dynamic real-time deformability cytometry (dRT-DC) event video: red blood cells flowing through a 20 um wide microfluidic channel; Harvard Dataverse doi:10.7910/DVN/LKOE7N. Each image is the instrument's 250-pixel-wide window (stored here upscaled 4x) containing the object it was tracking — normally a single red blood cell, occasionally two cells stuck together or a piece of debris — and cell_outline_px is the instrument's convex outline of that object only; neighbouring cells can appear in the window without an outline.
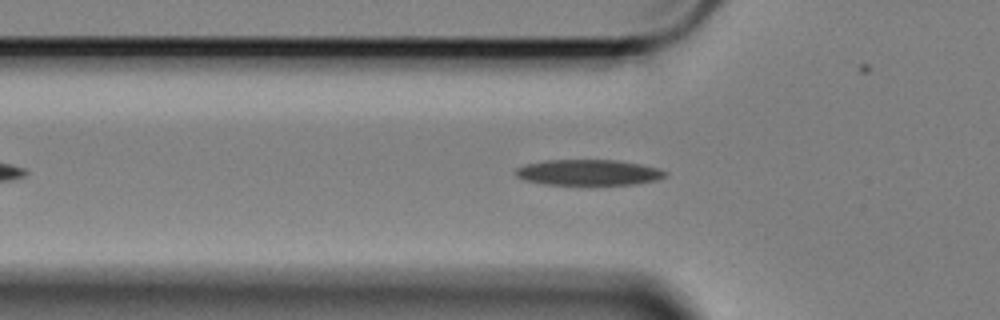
{"species": "Egyptian fruit bat (a non-hibernating species)", "species_latin": "Rousettus aegyptiacus", "temperature_condition": "cold", "stored_images_in_passage": 43, "camera_frame_rate_fps": 3000, "um_per_image_px": 0.085, "animal": {"sex": "female"}, "frame": {"image": 1, "passage_image": 11, "time_ms": 3.333, "image_size_px": [1000, 320], "cell_outline_px": [[668, 172], [664, 176], [656, 180], [636, 184], [544, 184], [524, 180], [516, 176], [512, 172], [516, 168], [524, 164], [544, 160], [616, 160], [640, 164], [660, 168]], "centroid_in_image_um": [49.97, 14.65], "position_along_channel_um": 75.8, "area_um2": 22.48}}
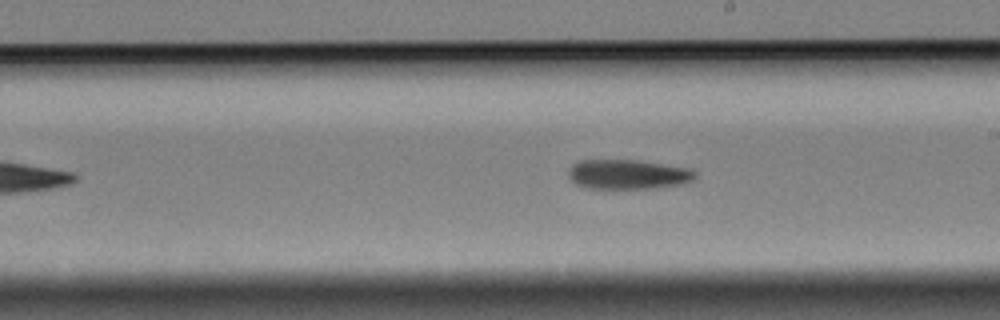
{"frame": {"image": 2, "passage_image": 25, "time_ms": 8.0, "image_size_px": [1000, 320], "cell_outline_px": [[696, 176], [692, 180], [684, 184], [656, 188], [584, 188], [576, 184], [568, 176], [568, 172], [572, 164], [580, 160], [636, 160], [692, 168], [696, 172]], "centroid_in_image_um": [53.39, 14.82], "position_along_channel_um": 235.6, "area_um2": 22.02}}
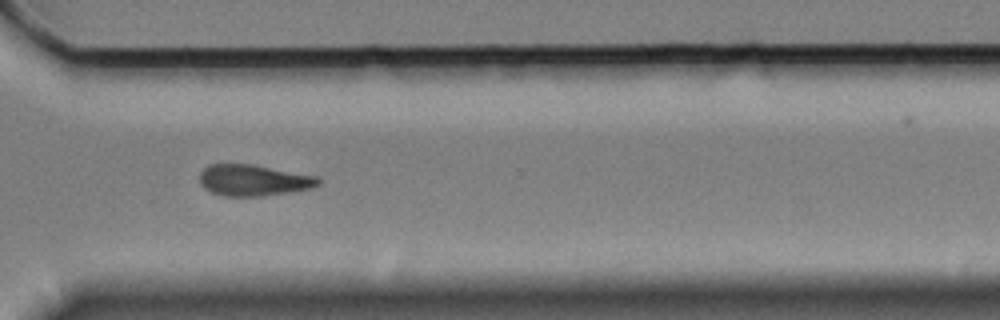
{"frame": {"image": 3, "passage_image": 35, "time_ms": 11.333, "image_size_px": [1000, 320], "cell_outline_px": [[320, 184], [312, 188], [264, 196], [224, 196], [212, 192], [204, 188], [200, 184], [200, 172], [208, 164], [252, 164], [316, 176], [320, 180]], "centroid_in_image_um": [21.52, 15.32], "position_along_channel_um": 349.1, "area_um2": 21.56}, "authors_computed_cell_mechanics": {"area_um2": 22.3686, "velocity_mm_per_s": 3.4033, "shape_relaxation_time_tau1_ms": 4.7053, "shape_relaxation_time_tau2_ms": null, "deformation_change_tau1": 0.1455, "deformation_change_tau2": null}}